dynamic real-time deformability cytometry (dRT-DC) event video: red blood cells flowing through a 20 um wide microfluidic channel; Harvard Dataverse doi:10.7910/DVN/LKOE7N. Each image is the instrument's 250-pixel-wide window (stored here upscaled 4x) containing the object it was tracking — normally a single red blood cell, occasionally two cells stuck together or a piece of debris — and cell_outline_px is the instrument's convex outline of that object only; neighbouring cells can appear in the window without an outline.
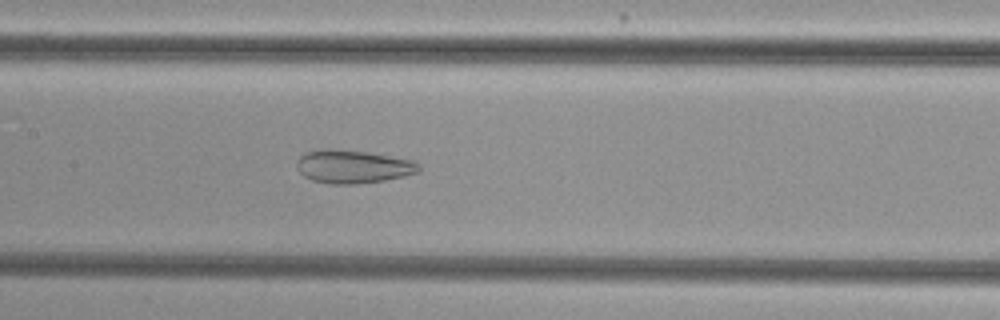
{"species": "common noctule bat (a hibernating species)", "species_latin": "Nyctalus noctula", "temperature_condition": "cold", "stored_images_in_passage": 54, "camera_frame_rate_fps": 3000, "um_per_image_px": 0.085, "animal": {"sex": "female", "body_mass_g": 29.2, "forearm_length_mm": 56.3}, "frame": {"image": 1, "passage_image": 27, "time_ms": 8.667, "image_size_px": [1000, 320], "cell_outline_px": [[420, 172], [404, 176], [384, 180], [356, 184], [328, 184], [312, 180], [304, 176], [300, 172], [296, 164], [296, 160], [304, 152], [328, 148], [368, 152], [412, 160], [420, 164]], "centroid_in_image_um": [29.99, 14.16], "position_along_channel_um": 177.4, "area_um2": 23.76}}
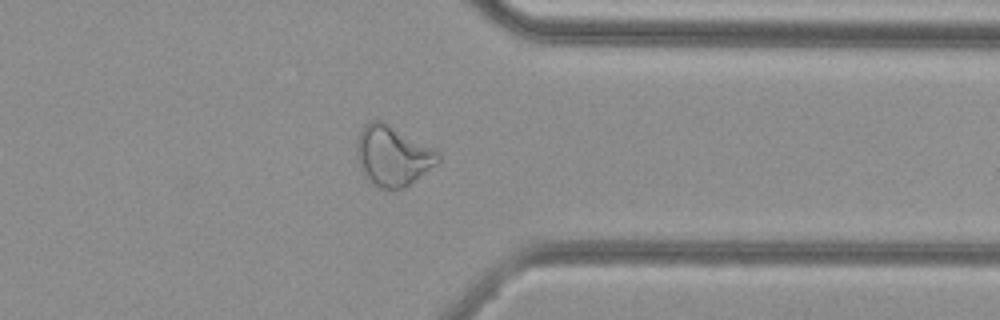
{"frame": {"image": 2, "passage_image": 43, "time_ms": 14.0, "image_size_px": [1000, 320], "cell_outline_px": [[440, 160], [436, 164], [404, 188], [380, 188], [372, 184], [364, 176], [360, 168], [356, 156], [356, 140], [364, 124], [372, 120], [380, 120], [388, 124], [436, 152], [440, 156]], "centroid_in_image_um": [33.29, 13.26], "position_along_channel_um": 378.1, "area_um2": 27.8}}
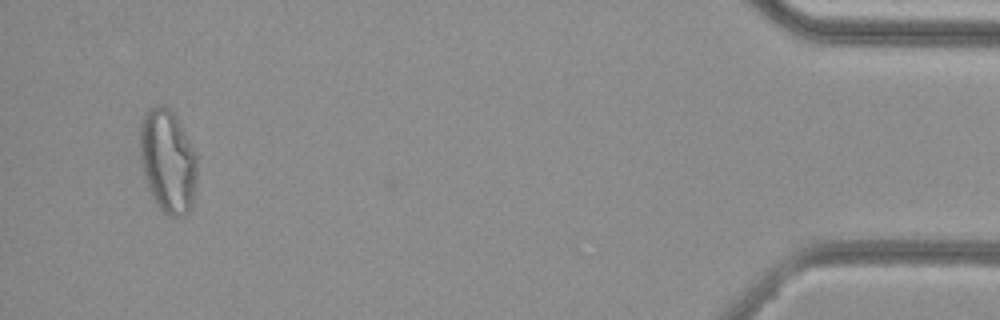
{"frame": {"image": 3, "passage_image": 52, "time_ms": 17.0, "image_size_px": [1000, 320], "cell_outline_px": [[196, 180], [192, 204], [188, 212], [184, 216], [168, 216], [156, 204], [148, 188], [140, 168], [140, 124], [144, 116], [152, 108], [160, 104], [164, 104], [176, 116], [196, 152]], "centroid_in_image_um": [14.25, 13.71], "position_along_channel_um": 421.0, "area_um2": 34.56}}